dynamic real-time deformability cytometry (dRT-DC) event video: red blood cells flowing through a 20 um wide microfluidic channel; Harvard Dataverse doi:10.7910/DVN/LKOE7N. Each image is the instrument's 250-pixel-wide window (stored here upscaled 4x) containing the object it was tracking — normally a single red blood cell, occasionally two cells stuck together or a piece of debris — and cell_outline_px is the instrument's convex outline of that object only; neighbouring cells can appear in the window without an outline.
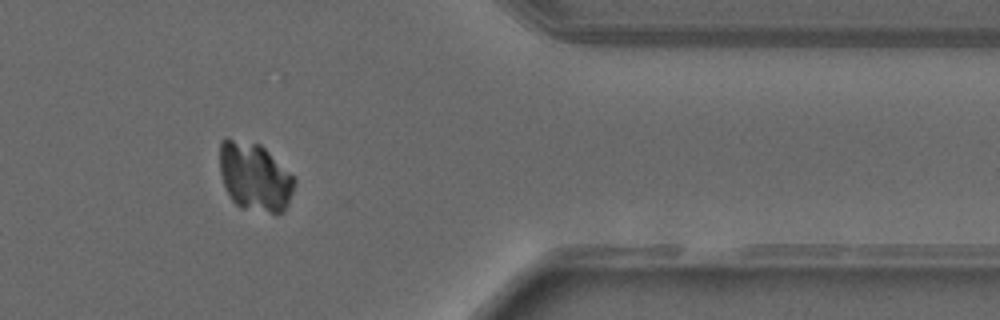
{"species": "common noctule bat (a hibernating species)", "species_latin": "Nyctalus noctula", "temperature_condition": "warm", "stored_images_in_passage": 40, "camera_frame_rate_fps": 3000, "um_per_image_px": 0.085, "animal": {"sex": "male", "forearm_length_mm": 52.5}, "frame": {"image": 1, "passage_image": 33, "time_ms": 10.667, "image_size_px": [1000, 320], "cell_outline_px": [[296, 184], [288, 204], [284, 212], [276, 216], [240, 208], [232, 200], [224, 184], [220, 172], [220, 140], [224, 136], [228, 136], [260, 144], [296, 176]], "centroid_in_image_um": [21.68, 15.04], "position_along_channel_um": 389.7, "area_um2": 30.87}}
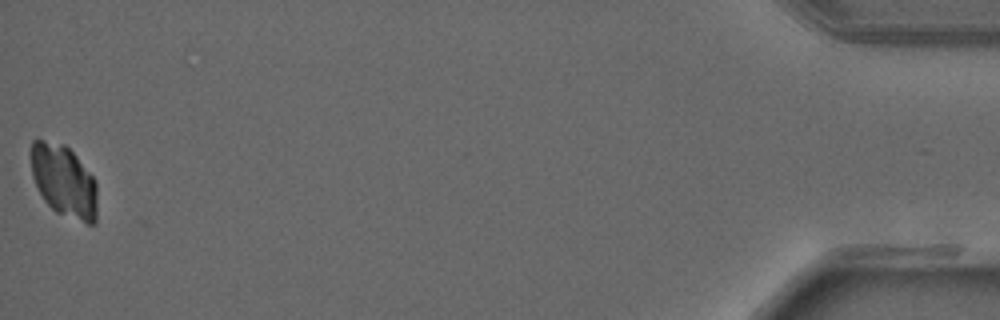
{"frame": {"image": 2, "passage_image": 40, "time_ms": 13.0, "image_size_px": [1000, 320], "cell_outline_px": [[96, 220], [92, 224], [88, 224], [56, 212], [44, 200], [32, 176], [32, 140], [44, 140], [64, 144], [76, 156], [96, 180]], "centroid_in_image_um": [5.44, 15.39], "position_along_channel_um": 429.8, "area_um2": 27.51}}